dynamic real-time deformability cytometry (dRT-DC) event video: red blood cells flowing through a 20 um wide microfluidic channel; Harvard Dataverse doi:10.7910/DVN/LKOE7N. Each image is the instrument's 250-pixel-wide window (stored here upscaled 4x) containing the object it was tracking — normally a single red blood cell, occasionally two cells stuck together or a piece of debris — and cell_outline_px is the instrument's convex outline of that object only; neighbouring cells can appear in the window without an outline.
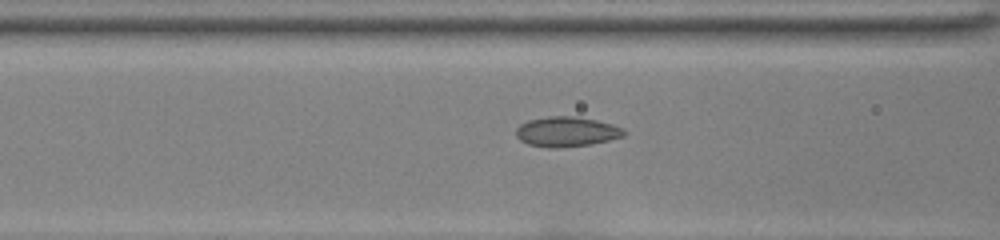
{"species": "common noctule bat (a hibernating species)", "species_latin": "Nyctalus noctula", "temperature_condition": "room temperature", "stored_images_in_passage": 8, "camera_frame_rate_fps": 3000, "um_per_image_px": 0.085, "animal": {"sex": "female", "body_mass_g": 22.0, "forearm_length_mm": 56.7}, "frame": {"image": 1, "passage_image": 6, "time_ms": 1.667, "image_size_px": [1000, 240], "cell_outline_px": [[628, 132], [624, 136], [608, 140], [588, 144], [560, 148], [548, 148], [528, 144], [520, 140], [516, 136], [516, 128], [520, 124], [528, 120], [548, 116], [576, 116], [596, 120], [612, 124], [624, 128]], "centroid_in_image_um": [48.16, 11.19], "position_along_channel_um": 118.4, "area_um2": 18.96}}